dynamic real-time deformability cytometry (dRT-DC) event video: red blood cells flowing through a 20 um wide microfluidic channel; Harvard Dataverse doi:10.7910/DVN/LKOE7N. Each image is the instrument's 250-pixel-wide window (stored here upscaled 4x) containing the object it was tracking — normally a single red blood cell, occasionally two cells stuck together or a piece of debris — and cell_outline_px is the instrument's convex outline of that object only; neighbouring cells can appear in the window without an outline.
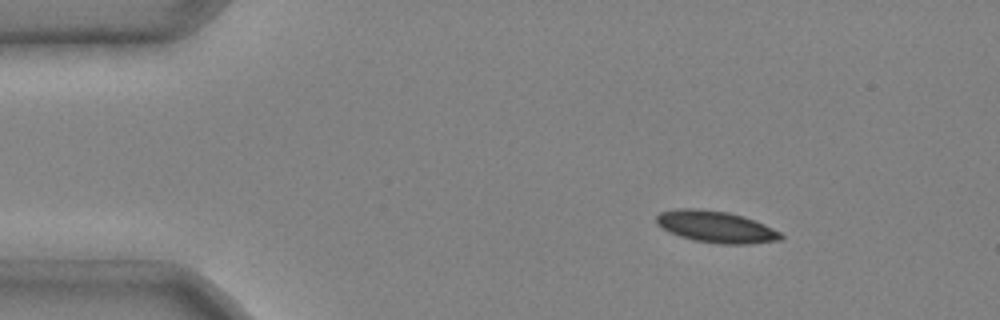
{"species": "common noctule bat (a hibernating species)", "species_latin": "Nyctalus noctula", "temperature_condition": "cold", "stored_images_in_passage": 3, "camera_frame_rate_fps": 3000, "um_per_image_px": 0.085, "animal": {"sex": "male", "body_mass_g": 20.4}, "frame": {"image": 1, "passage_image": 1, "time_ms": 0.0, "image_size_px": [1000, 320], "cell_outline_px": [[784, 236], [780, 240], [752, 244], [720, 244], [692, 240], [668, 232], [656, 224], [656, 216], [660, 212], [676, 208], [696, 208], [728, 212], [744, 216], [764, 224], [780, 232]], "centroid_in_image_um": [60.83, 19.28], "position_along_channel_um": 24.2, "area_um2": 23.18}}